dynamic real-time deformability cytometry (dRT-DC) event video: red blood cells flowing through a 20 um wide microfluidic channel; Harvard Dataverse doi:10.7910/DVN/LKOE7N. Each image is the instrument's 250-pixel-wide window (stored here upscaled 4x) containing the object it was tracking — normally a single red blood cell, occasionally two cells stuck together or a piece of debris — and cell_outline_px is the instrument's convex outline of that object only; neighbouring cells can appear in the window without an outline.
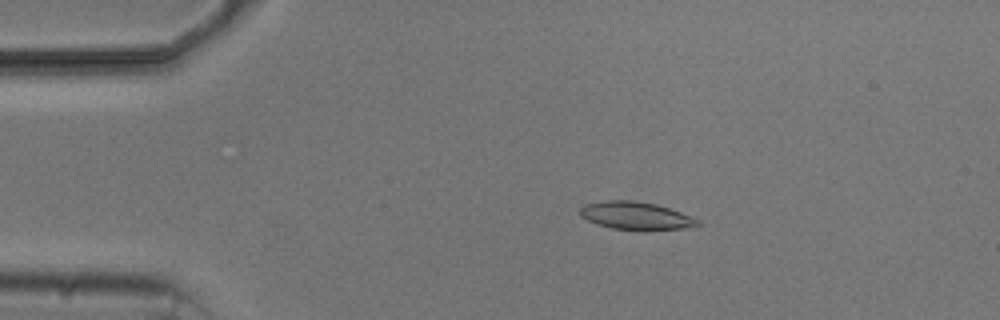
{"species": "common noctule bat (a hibernating species)", "species_latin": "Nyctalus noctula", "temperature_condition": "cold", "stored_images_in_passage": 4, "camera_frame_rate_fps": 3000, "um_per_image_px": 0.085, "animal": {"sex": "male", "body_mass_g": 20.5, "forearm_length_mm": 52.5}, "frame": {"image": 1, "passage_image": 3, "time_ms": 2.333, "image_size_px": [1000, 320], "cell_outline_px": [[700, 224], [692, 228], [612, 228], [596, 224], [580, 216], [580, 208], [584, 204], [604, 200], [632, 200], [656, 204], [680, 212], [700, 220]], "centroid_in_image_um": [54.01, 18.3], "position_along_channel_um": 31.0, "area_um2": 18.5}}